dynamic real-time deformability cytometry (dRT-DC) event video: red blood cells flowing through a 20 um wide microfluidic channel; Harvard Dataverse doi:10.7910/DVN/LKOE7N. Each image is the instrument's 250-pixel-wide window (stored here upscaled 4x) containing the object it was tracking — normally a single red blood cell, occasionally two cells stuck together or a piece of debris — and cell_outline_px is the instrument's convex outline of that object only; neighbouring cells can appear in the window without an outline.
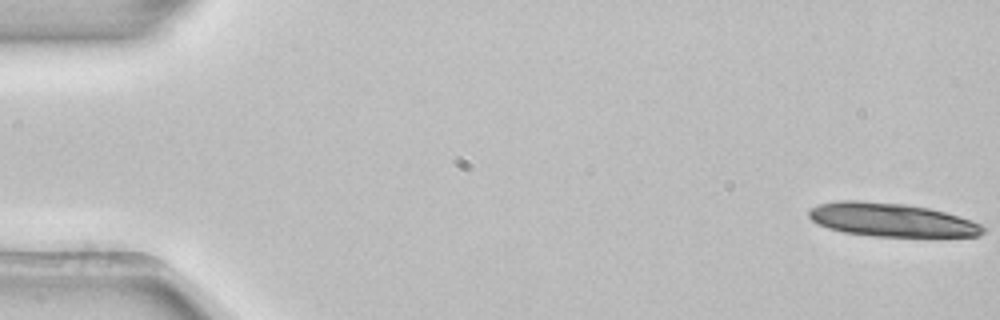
{"species": "common noctule bat (a hibernating species)", "species_latin": "Nyctalus noctula", "temperature_condition": "room temperature", "stored_images_in_passage": 4, "camera_frame_rate_fps": 3000, "um_per_image_px": 0.085, "animal": {"sex": "female", "body_mass_g": 22.7, "forearm_length_mm": 54.2}, "frame": {"image": 1, "passage_image": 1, "time_ms": 0.0, "image_size_px": [1000, 320], "cell_outline_px": [[984, 232], [980, 236], [872, 236], [844, 232], [828, 228], [812, 220], [808, 216], [808, 208], [820, 204], [840, 200], [856, 200], [904, 204], [928, 208], [944, 212], [972, 220], [980, 224], [984, 228]], "centroid_in_image_um": [75.74, 18.68], "position_along_channel_um": 9.3, "area_um2": 33.76}}